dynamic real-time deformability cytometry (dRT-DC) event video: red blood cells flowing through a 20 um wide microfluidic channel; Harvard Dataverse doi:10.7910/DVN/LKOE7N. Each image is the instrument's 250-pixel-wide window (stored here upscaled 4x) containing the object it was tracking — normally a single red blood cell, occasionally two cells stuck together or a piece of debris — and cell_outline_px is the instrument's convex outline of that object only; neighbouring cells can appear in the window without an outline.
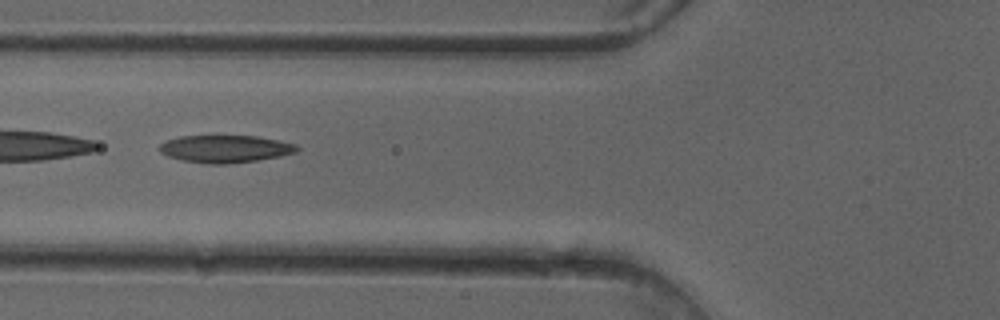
{"species": "common noctule bat (a hibernating species)", "species_latin": "Nyctalus noctula", "temperature_condition": "cold", "stored_images_in_passage": 41, "camera_frame_rate_fps": 3000, "um_per_image_px": 0.085, "animal": {"sex": "female"}, "frame": {"image": 1, "passage_image": 11, "time_ms": 3.333, "image_size_px": [1000, 320], "cell_outline_px": [[300, 148], [296, 152], [280, 156], [256, 160], [228, 164], [204, 164], [180, 160], [168, 156], [160, 152], [160, 144], [164, 140], [180, 136], [256, 136], [280, 140], [296, 144]], "centroid_in_image_um": [19.13, 12.65], "position_along_channel_um": 106.7, "area_um2": 22.14}}
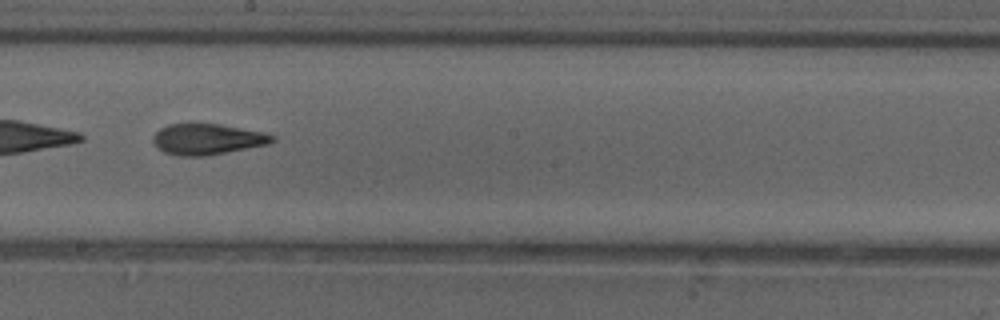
{"frame": {"image": 2, "passage_image": 20, "time_ms": 6.333, "image_size_px": [1000, 320], "cell_outline_px": [[276, 140], [268, 144], [204, 156], [180, 156], [164, 152], [156, 148], [152, 140], [152, 136], [160, 128], [168, 124], [192, 120], [220, 124], [264, 132], [276, 136]], "centroid_in_image_um": [17.56, 11.78], "position_along_channel_um": 230.6, "area_um2": 22.2}}
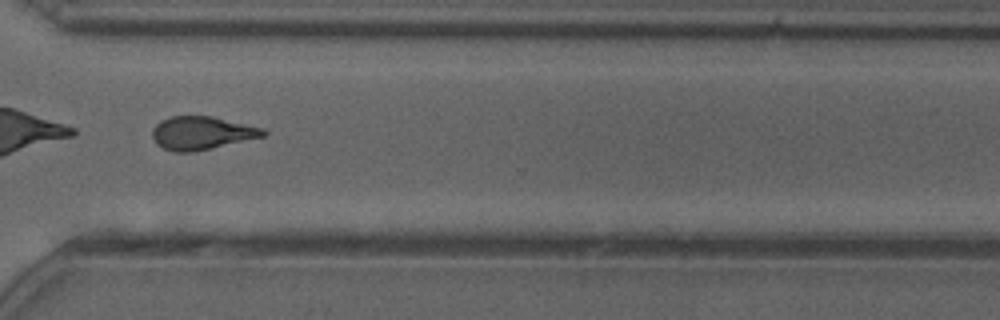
{"frame": {"image": 3, "passage_image": 29, "time_ms": 9.333, "image_size_px": [1000, 320], "cell_outline_px": [[268, 136], [212, 148], [192, 152], [172, 152], [156, 144], [152, 136], [152, 128], [160, 120], [168, 116], [212, 116], [264, 128], [268, 132]], "centroid_in_image_um": [17.17, 11.3], "position_along_channel_um": 353.4, "area_um2": 21.79}, "authors_computed_cell_mechanics": {"area_um2": 21.964, "velocity_mm_per_s": 4.1097, "shape_relaxation_time_tau1_ms": 6.5592, "shape_relaxation_time_tau2_ms": 2.4356, "deformation_change_tau1": 0.1811, "deformation_change_tau2": 0.1151}}